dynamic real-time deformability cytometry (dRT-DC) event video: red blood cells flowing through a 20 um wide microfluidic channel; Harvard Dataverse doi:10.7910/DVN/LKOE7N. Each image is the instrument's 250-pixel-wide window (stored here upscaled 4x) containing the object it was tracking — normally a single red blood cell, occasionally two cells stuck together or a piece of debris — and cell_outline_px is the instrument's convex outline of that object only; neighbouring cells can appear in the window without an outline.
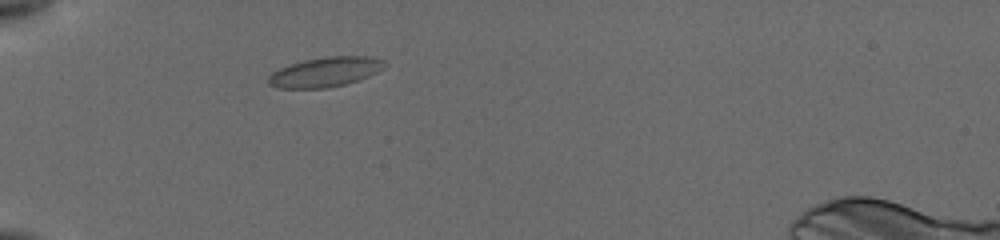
{"species": "common noctule bat (a hibernating species)", "species_latin": "Nyctalus noctula", "temperature_condition": "cold", "stored_images_in_passage": 11, "camera_frame_rate_fps": 3000, "um_per_image_px": 0.085, "animal": {"sex": "female", "body_mass_g": 19.5, "forearm_length_mm": 54.1}, "frame": {"image": 1, "passage_image": 1, "time_ms": 0.0, "image_size_px": [1000, 240], "cell_outline_px": [[384, 68], [368, 76], [344, 84], [328, 88], [280, 88], [268, 84], [268, 76], [272, 72], [280, 68], [304, 60], [328, 56], [372, 56], [384, 60]], "centroid_in_image_um": [27.64, 6.11], "position_along_channel_um": 57.4, "area_um2": 19.94}}
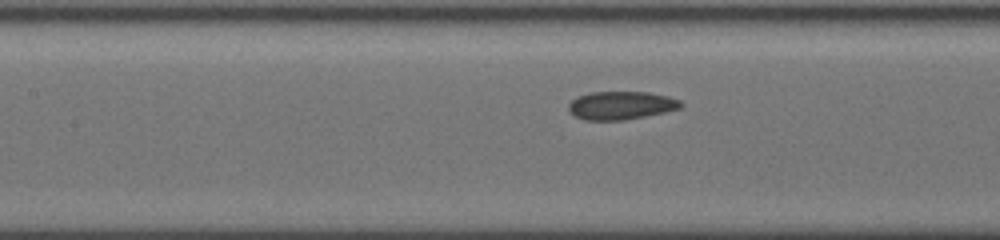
{"frame": {"image": 2, "passage_image": 7, "time_ms": 3.0, "image_size_px": [1000, 240], "cell_outline_px": [[684, 104], [680, 108], [664, 112], [624, 120], [584, 120], [576, 116], [568, 108], [568, 104], [576, 96], [592, 92], [648, 92], [668, 96], [680, 100]], "centroid_in_image_um": [52.79, 8.95], "position_along_channel_um": 154.6, "area_um2": 18.38}}
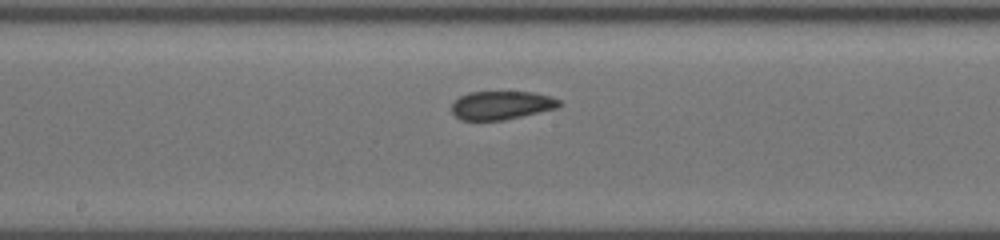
{"frame": {"image": 3, "passage_image": 10, "time_ms": 4.333, "image_size_px": [1000, 240], "cell_outline_px": [[560, 108], [504, 120], [460, 120], [452, 112], [452, 104], [460, 96], [468, 92], [532, 92], [552, 96], [560, 100]], "centroid_in_image_um": [42.66, 8.95], "position_along_channel_um": 205.5, "area_um2": 17.98}}